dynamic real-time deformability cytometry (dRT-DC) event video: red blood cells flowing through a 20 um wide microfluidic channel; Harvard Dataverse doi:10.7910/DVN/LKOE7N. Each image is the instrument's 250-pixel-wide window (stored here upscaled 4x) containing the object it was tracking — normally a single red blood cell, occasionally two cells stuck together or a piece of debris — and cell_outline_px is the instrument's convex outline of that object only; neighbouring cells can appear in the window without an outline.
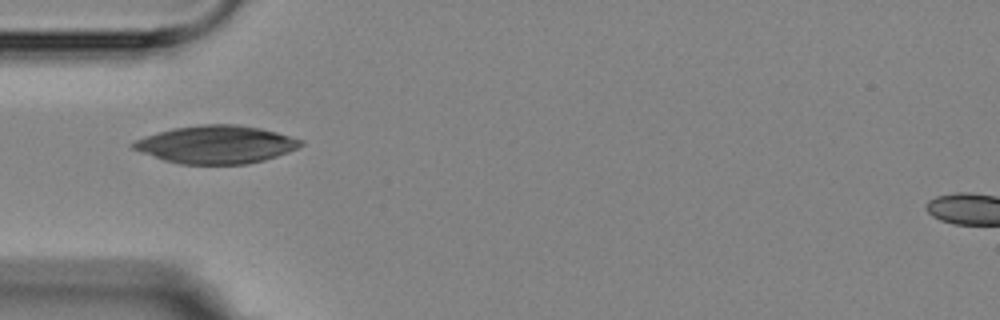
{"species": "Egyptian fruit bat (a non-hibernating species)", "species_latin": "Rousettus aegyptiacus", "temperature_condition": "room temperature", "stored_images_in_passage": 4, "camera_frame_rate_fps": 3000, "um_per_image_px": 0.085, "animal": {"sex": "female"}, "frame": {"image": 1, "passage_image": 1, "time_ms": 0.0, "image_size_px": [1000, 320], "cell_outline_px": [[304, 144], [288, 152], [264, 160], [248, 164], [180, 164], [164, 160], [132, 148], [128, 144], [144, 136], [156, 132], [172, 128], [204, 124], [236, 124], [260, 128], [276, 132], [304, 140]], "centroid_in_image_um": [18.36, 12.28], "position_along_channel_um": 66.6, "area_um2": 36.99}}
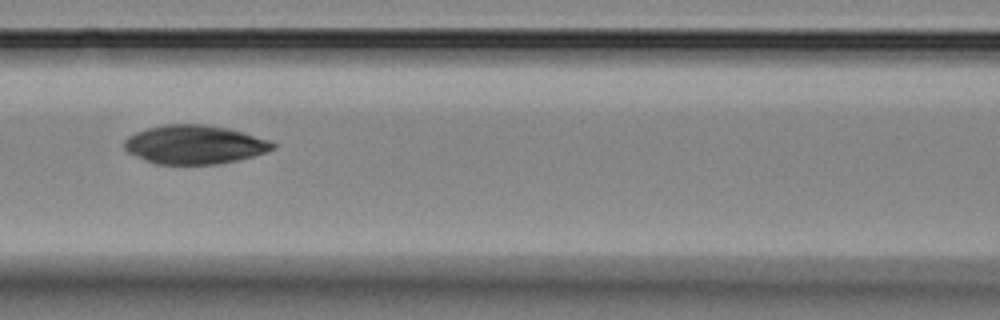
{"frame": {"image": 2, "passage_image": 3, "time_ms": 2.333, "image_size_px": [1000, 320], "cell_outline_px": [[276, 148], [252, 156], [236, 160], [216, 164], [156, 164], [144, 160], [128, 152], [124, 148], [124, 140], [128, 136], [136, 132], [148, 128], [164, 124], [208, 124], [228, 128], [244, 132], [272, 140], [276, 144]], "centroid_in_image_um": [16.55, 12.28], "position_along_channel_um": 150.1, "area_um2": 33.7}}
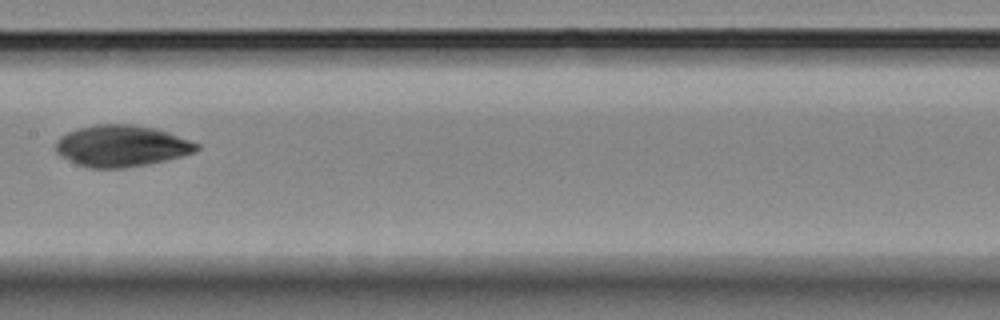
{"frame": {"image": 3, "passage_image": 4, "time_ms": 3.667, "image_size_px": [1000, 320], "cell_outline_px": [[200, 148], [196, 152], [148, 164], [124, 168], [88, 168], [76, 164], [60, 156], [56, 152], [56, 140], [60, 136], [76, 128], [96, 124], [132, 124], [152, 128], [168, 132], [200, 144]], "centroid_in_image_um": [10.29, 12.4], "position_along_channel_um": 197.1, "area_um2": 34.1}}